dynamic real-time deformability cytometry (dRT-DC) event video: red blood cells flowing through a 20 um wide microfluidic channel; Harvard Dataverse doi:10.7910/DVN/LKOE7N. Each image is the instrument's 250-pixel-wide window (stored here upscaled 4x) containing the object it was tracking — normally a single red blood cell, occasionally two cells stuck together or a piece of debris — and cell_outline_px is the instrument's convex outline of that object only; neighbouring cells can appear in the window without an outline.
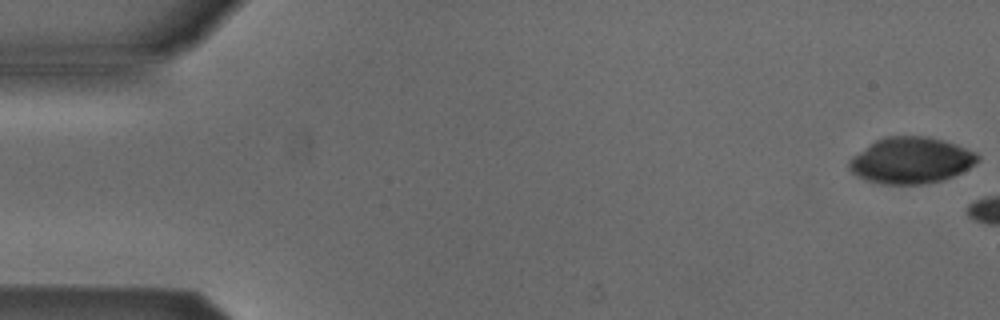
{"species": "Egyptian fruit bat (a non-hibernating species)", "species_latin": "Rousettus aegyptiacus", "temperature_condition": "cold", "stored_images_in_passage": 5, "camera_frame_rate_fps": 3000, "um_per_image_px": 0.085, "animal": {"sex": "male"}, "frame": {"image": 1, "passage_image": 1, "time_ms": 0.0, "image_size_px": [1000, 320], "cell_outline_px": [[980, 160], [968, 168], [952, 176], [940, 180], [920, 184], [880, 184], [856, 176], [848, 168], [848, 160], [852, 156], [876, 140], [888, 136], [928, 136], [944, 140], [956, 144], [976, 152], [980, 156]], "centroid_in_image_um": [77.42, 13.62], "position_along_channel_um": 7.6, "area_um2": 34.56}}